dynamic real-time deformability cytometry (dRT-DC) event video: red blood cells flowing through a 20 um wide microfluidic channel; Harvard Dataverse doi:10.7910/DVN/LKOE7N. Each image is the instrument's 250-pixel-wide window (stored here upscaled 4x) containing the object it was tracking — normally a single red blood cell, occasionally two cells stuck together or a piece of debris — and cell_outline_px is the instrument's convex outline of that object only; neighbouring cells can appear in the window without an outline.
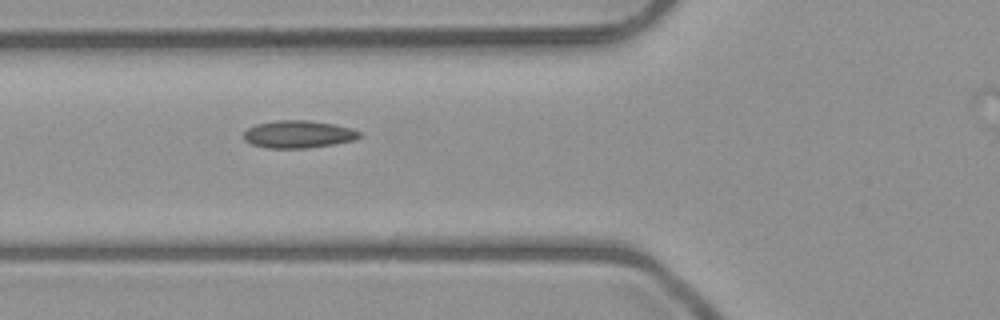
{"species": "common noctule bat (a hibernating species)", "species_latin": "Nyctalus noctula", "temperature_condition": "room temperature", "stored_images_in_passage": 5, "camera_frame_rate_fps": 3000, "um_per_image_px": 0.085, "animal": {"sex": "male", "body_mass_g": 23.1, "forearm_length_mm": 52.7}, "frame": {"image": 1, "passage_image": 3, "time_ms": 2.333, "image_size_px": [1000, 320], "cell_outline_px": [[364, 136], [352, 140], [332, 144], [308, 148], [268, 148], [252, 144], [244, 140], [244, 132], [248, 128], [256, 124], [276, 120], [308, 120], [336, 124], [352, 128], [364, 132]], "centroid_in_image_um": [25.41, 11.4], "position_along_channel_um": 100.4, "area_um2": 18.73}}
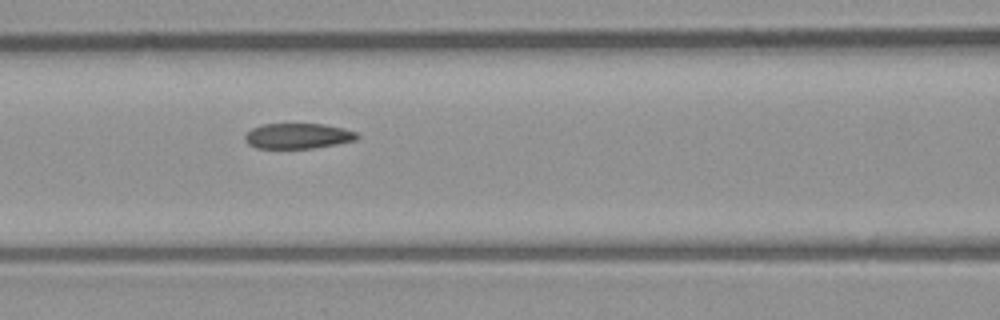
{"frame": {"image": 2, "passage_image": 4, "time_ms": 3.333, "image_size_px": [1000, 320], "cell_outline_px": [[360, 136], [356, 140], [336, 144], [312, 148], [256, 148], [248, 144], [244, 140], [244, 136], [252, 128], [260, 124], [324, 124], [344, 128], [356, 132]], "centroid_in_image_um": [25.31, 11.55], "position_along_channel_um": 141.3, "area_um2": 16.65}}
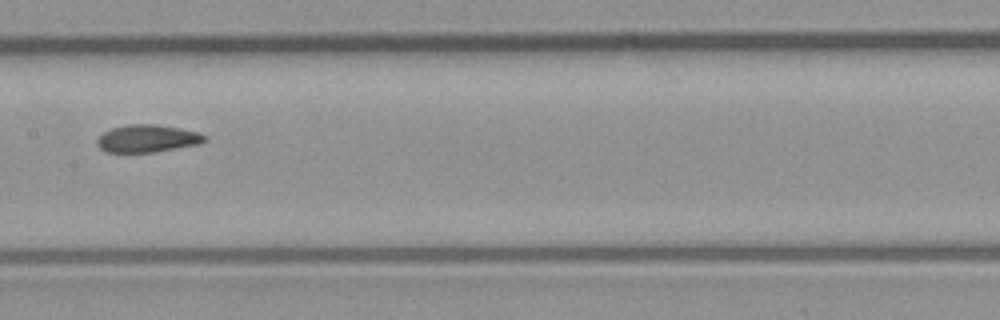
{"frame": {"image": 3, "passage_image": 5, "time_ms": 4.667, "image_size_px": [1000, 320], "cell_outline_px": [[208, 140], [200, 144], [156, 152], [108, 152], [100, 148], [96, 144], [96, 140], [104, 132], [112, 128], [128, 124], [160, 124], [200, 132], [208, 136]], "centroid_in_image_um": [12.59, 11.77], "position_along_channel_um": 194.8, "area_um2": 17.51}}